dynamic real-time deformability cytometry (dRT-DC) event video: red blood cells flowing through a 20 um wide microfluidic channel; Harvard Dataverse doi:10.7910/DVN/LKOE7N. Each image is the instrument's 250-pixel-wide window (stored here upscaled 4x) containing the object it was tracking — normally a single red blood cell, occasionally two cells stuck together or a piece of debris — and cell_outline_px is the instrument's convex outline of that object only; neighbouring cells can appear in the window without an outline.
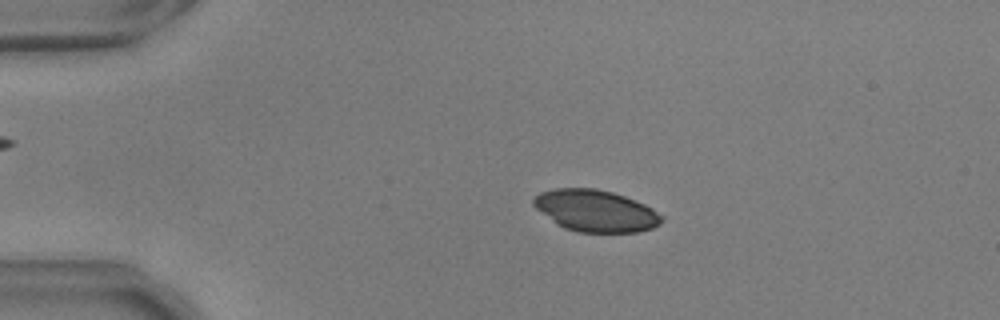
{"species": "common noctule bat (a hibernating species)", "species_latin": "Nyctalus noctula", "temperature_condition": "warm", "stored_images_in_passage": 16, "camera_frame_rate_fps": 3000, "um_per_image_px": 0.085, "animal": {"sex": "male", "body_mass_g": 17.9, "forearm_length_mm": 54.2}, "frame": {"image": 1, "passage_image": 11, "time_ms": 3.333, "image_size_px": [1000, 320], "cell_outline_px": [[664, 220], [660, 224], [652, 228], [636, 232], [580, 232], [564, 228], [556, 224], [536, 208], [532, 204], [532, 200], [540, 192], [556, 188], [596, 188], [612, 192], [636, 200], [652, 208], [664, 216]], "centroid_in_image_um": [50.64, 17.91], "position_along_channel_um": 34.4, "area_um2": 31.21}}